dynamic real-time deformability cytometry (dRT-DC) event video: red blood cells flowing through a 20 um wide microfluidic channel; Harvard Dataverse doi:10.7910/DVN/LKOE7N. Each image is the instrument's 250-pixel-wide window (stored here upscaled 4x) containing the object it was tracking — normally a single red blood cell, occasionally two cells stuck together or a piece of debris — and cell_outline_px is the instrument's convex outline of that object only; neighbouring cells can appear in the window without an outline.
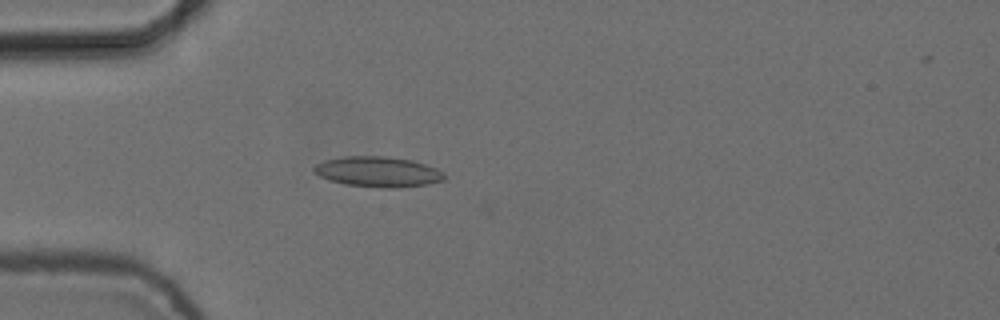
{"species": "common noctule bat (a hibernating species)", "species_latin": "Nyctalus noctula", "temperature_condition": "cold", "stored_images_in_passage": 4, "camera_frame_rate_fps": 3000, "um_per_image_px": 0.085, "animal": {"sex": "female", "body_mass_g": 24.6, "forearm_length_mm": 56.2}, "frame": {"image": 1, "passage_image": 4, "time_ms": 1.0, "image_size_px": [1000, 320], "cell_outline_px": [[444, 180], [428, 184], [392, 188], [380, 188], [344, 184], [328, 180], [312, 172], [312, 168], [316, 164], [324, 160], [344, 156], [384, 156], [412, 160], [436, 168], [444, 172]], "centroid_in_image_um": [32.09, 14.6], "position_along_channel_um": 52.9, "area_um2": 23.18}}